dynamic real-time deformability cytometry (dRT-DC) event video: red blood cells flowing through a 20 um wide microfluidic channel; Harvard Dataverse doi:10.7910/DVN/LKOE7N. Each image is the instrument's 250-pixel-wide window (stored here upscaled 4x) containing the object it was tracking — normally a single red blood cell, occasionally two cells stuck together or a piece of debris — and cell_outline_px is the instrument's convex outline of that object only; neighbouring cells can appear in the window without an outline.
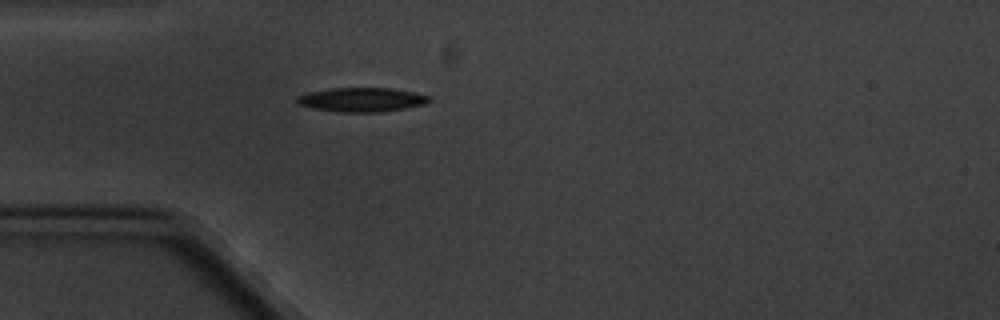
{"species": "common noctule bat (a hibernating species)", "species_latin": "Nyctalus noctula", "temperature_condition": "cold", "stored_images_in_passage": 1, "camera_frame_rate_fps": 3000, "um_per_image_px": 0.085, "animal": {"sex": "male", "body_mass_g": 20.1, "forearm_length_mm": 53.5}, "frame": {"image": 1, "passage_image": 1, "time_ms": 0.0, "image_size_px": [1000, 320], "cell_outline_px": [[432, 100], [424, 104], [404, 108], [380, 112], [340, 112], [312, 108], [300, 104], [296, 100], [296, 96], [308, 92], [328, 88], [392, 88], [412, 92], [428, 96]], "centroid_in_image_um": [30.71, 8.47], "position_along_channel_um": 54.3, "area_um2": 18.5}}